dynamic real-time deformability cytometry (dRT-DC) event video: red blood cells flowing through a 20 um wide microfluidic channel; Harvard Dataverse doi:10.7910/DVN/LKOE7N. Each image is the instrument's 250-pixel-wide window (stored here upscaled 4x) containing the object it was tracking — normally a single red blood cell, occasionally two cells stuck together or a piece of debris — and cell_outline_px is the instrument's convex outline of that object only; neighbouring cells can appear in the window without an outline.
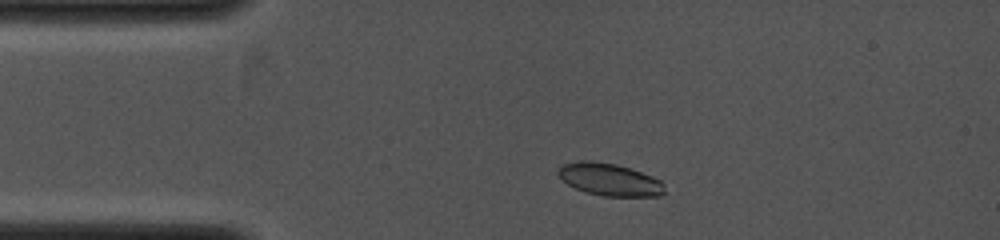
{"species": "common noctule bat (a hibernating species)", "species_latin": "Nyctalus noctula", "temperature_condition": "cold", "stored_images_in_passage": 3, "camera_frame_rate_fps": 4000, "um_per_image_px": 0.085, "animal": {"sex": "female", "body_mass_g": 19.0, "forearm_length_mm": 53.3}, "frame": {"image": 1, "passage_image": 2, "time_ms": 0.75, "image_size_px": [1000, 240], "cell_outline_px": [[664, 192], [660, 196], [604, 196], [588, 192], [576, 188], [568, 184], [556, 172], [556, 168], [560, 164], [576, 160], [588, 160], [616, 164], [652, 176], [660, 180], [664, 184]], "centroid_in_image_um": [51.77, 15.24], "position_along_channel_um": 33.2, "area_um2": 20.06}}